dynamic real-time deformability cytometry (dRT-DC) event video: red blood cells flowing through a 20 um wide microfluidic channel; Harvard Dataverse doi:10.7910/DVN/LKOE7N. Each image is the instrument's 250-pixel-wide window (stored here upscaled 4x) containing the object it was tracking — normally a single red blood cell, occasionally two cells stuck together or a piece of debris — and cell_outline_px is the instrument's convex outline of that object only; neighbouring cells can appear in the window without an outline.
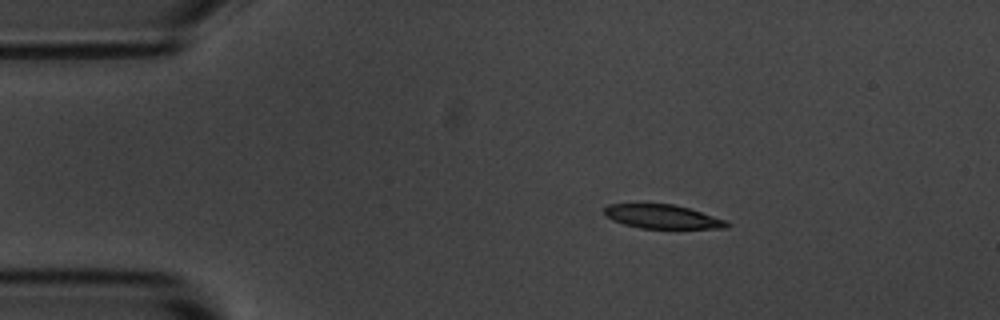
{"species": "common noctule bat (a hibernating species)", "species_latin": "Nyctalus noctula", "temperature_condition": "room temperature", "stored_images_in_passage": 46, "camera_frame_rate_fps": 3000, "um_per_image_px": 0.085, "animal": {"sex": "male", "body_mass_g": 20.1, "forearm_length_mm": 53.5}, "frame": {"image": 1, "passage_image": 1, "time_ms": 0.0, "image_size_px": [1000, 320], "cell_outline_px": [[732, 224], [728, 228], [640, 228], [624, 224], [612, 220], [604, 216], [604, 208], [608, 204], [672, 204], [688, 208], [728, 220]], "centroid_in_image_um": [56.32, 18.42], "position_along_channel_um": 28.7, "area_um2": 17.11}}
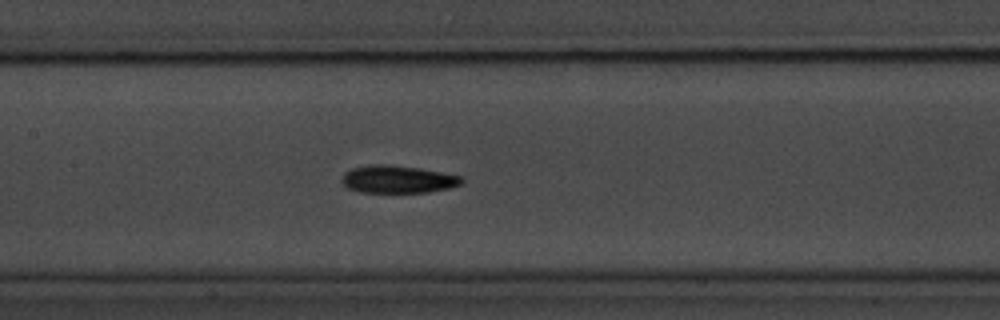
{"frame": {"image": 2, "passage_image": 17, "time_ms": 5.333, "image_size_px": [1000, 320], "cell_outline_px": [[464, 180], [460, 184], [448, 188], [428, 192], [360, 192], [348, 188], [340, 180], [340, 176], [344, 172], [352, 168], [376, 164], [384, 164], [420, 168], [464, 176]], "centroid_in_image_um": [33.8, 15.23], "position_along_channel_um": 173.6, "area_um2": 19.31}}
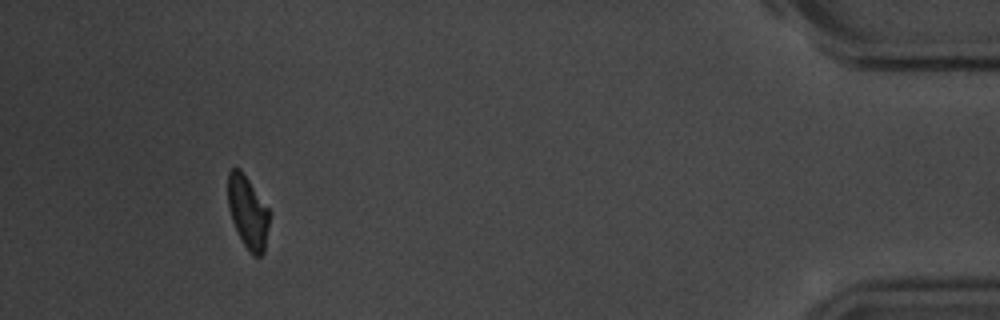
{"frame": {"image": 3, "passage_image": 42, "time_ms": 13.667, "image_size_px": [1000, 320], "cell_outline_px": [[272, 212], [264, 252], [260, 256], [252, 256], [244, 244], [232, 220], [228, 208], [228, 172], [232, 168], [240, 168]], "centroid_in_image_um": [21.1, 18.03], "position_along_channel_um": 414.1, "area_um2": 17.74}, "authors_computed_cell_mechanics": {"area_um2": 18.9006, "velocity_mm_per_s": 3.6828, "shape_relaxation_time_tau1_ms": 2.3585, "shape_relaxation_time_tau2_ms": null, "deformation_change_tau1": 0.1151, "deformation_change_tau2": null}}